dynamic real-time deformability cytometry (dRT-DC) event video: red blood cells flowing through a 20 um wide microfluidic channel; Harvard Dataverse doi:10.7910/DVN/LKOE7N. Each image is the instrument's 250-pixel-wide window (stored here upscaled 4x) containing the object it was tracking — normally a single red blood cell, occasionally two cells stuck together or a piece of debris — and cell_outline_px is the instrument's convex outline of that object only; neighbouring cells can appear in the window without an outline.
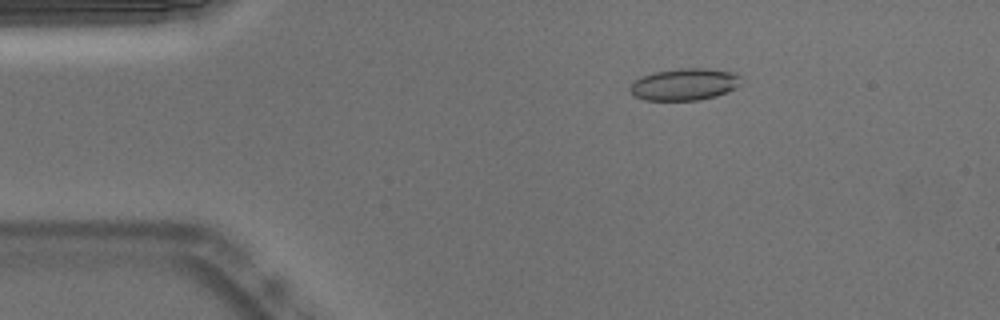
{"species": "Egyptian fruit bat (a non-hibernating species)", "species_latin": "Rousettus aegyptiacus", "temperature_condition": "warm", "stored_images_in_passage": 53, "camera_frame_rate_fps": 3000, "um_per_image_px": 0.085, "animal": {"sex": "male"}, "frame": {"image": 1, "passage_image": 9, "time_ms": 2.667, "image_size_px": [1000, 320], "cell_outline_px": [[740, 84], [736, 88], [728, 92], [716, 96], [700, 100], [644, 100], [632, 96], [628, 88], [640, 76], [656, 72], [680, 68], [704, 68], [732, 72], [740, 76]], "centroid_in_image_um": [58.16, 7.18], "position_along_channel_um": 26.8, "area_um2": 20.75}}
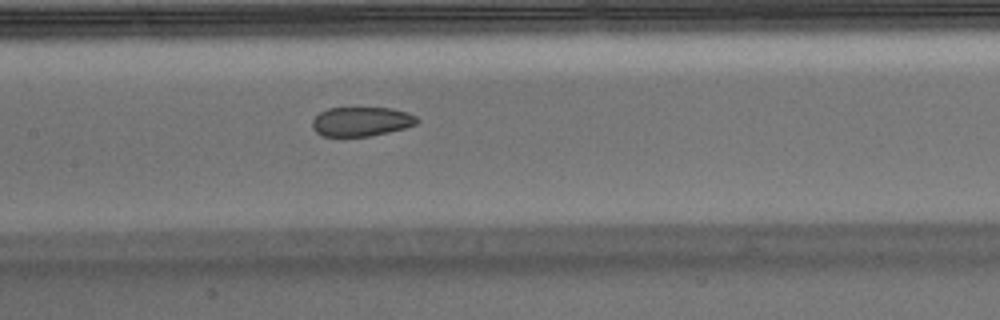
{"frame": {"image": 2, "passage_image": 25, "time_ms": 8.0, "image_size_px": [1000, 320], "cell_outline_px": [[420, 120], [416, 124], [404, 128], [372, 136], [324, 136], [316, 132], [312, 128], [312, 120], [320, 112], [328, 108], [392, 108], [408, 112], [416, 116]], "centroid_in_image_um": [30.72, 10.33], "position_along_channel_um": 176.7, "area_um2": 17.92}}
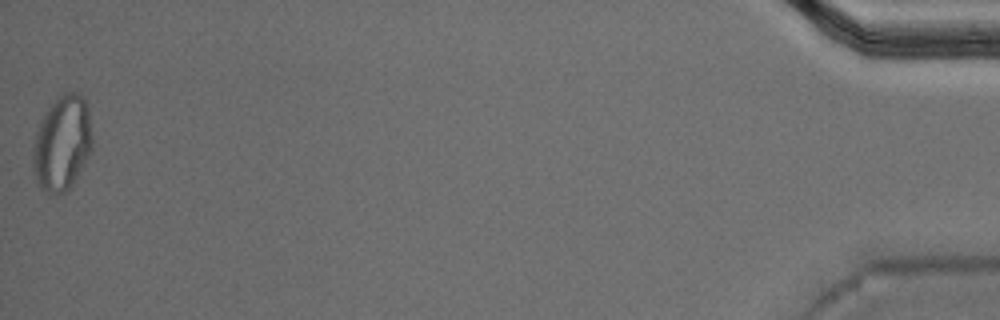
{"frame": {"image": 3, "passage_image": 53, "time_ms": 17.333, "image_size_px": [1000, 320], "cell_outline_px": [[92, 148], [88, 156], [72, 184], [64, 192], [48, 196], [40, 188], [36, 180], [32, 168], [32, 148], [36, 132], [40, 120], [44, 112], [64, 92], [76, 92], [88, 104], [92, 136]], "centroid_in_image_um": [5.25, 12.19], "position_along_channel_um": 429.9, "area_um2": 33.06}, "authors_computed_cell_mechanics": {"area_um2": 20.6924, "velocity_mm_per_s": 3.7864, "shape_relaxation_time_tau1_ms": null, "shape_relaxation_time_tau2_ms": 1.7258, "deformation_change_tau1": null, "deformation_change_tau2": 0.0711}}